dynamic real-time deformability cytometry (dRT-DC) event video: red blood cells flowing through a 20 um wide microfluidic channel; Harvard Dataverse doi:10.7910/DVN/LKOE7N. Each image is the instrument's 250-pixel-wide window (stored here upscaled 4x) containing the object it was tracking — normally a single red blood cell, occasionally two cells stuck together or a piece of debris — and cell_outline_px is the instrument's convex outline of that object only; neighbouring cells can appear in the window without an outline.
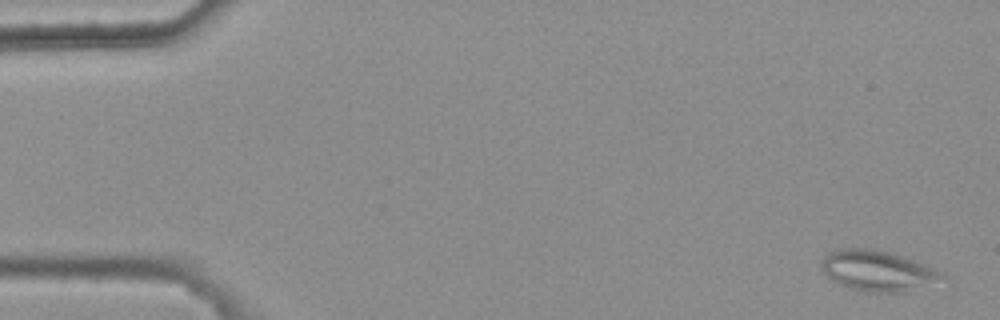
{"species": "common noctule bat (a hibernating species)", "species_latin": "Nyctalus noctula", "temperature_condition": "warm", "stored_images_in_passage": 5, "camera_frame_rate_fps": 3000, "um_per_image_px": 0.085, "animal": {"sex": "female", "body_mass_g": 25.1}, "frame": {"image": 1, "passage_image": 1, "time_ms": 0.0, "image_size_px": [1000, 320], "cell_outline_px": [[948, 276], [908, 292], [868, 292], [848, 288], [832, 280], [820, 268], [820, 264], [824, 256], [828, 252], [836, 248], [876, 248], [892, 252], [904, 256], [936, 268], [944, 272]], "centroid_in_image_um": [74.59, 22.99], "position_along_channel_um": 10.4, "area_um2": 28.96}}